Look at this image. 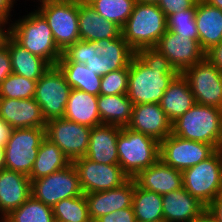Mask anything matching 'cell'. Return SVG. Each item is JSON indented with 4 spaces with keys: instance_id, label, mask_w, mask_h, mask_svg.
Returning a JSON list of instances; mask_svg holds the SVG:
<instances>
[{
    "instance_id": "1",
    "label": "cell",
    "mask_w": 222,
    "mask_h": 222,
    "mask_svg": "<svg viewBox=\"0 0 222 222\" xmlns=\"http://www.w3.org/2000/svg\"><path fill=\"white\" fill-rule=\"evenodd\" d=\"M178 74L156 49H140L129 65L127 97L133 105L160 103L165 90Z\"/></svg>"
},
{
    "instance_id": "2",
    "label": "cell",
    "mask_w": 222,
    "mask_h": 222,
    "mask_svg": "<svg viewBox=\"0 0 222 222\" xmlns=\"http://www.w3.org/2000/svg\"><path fill=\"white\" fill-rule=\"evenodd\" d=\"M136 52L122 35L95 42L79 40L68 46L58 62H77L86 65L98 76L129 67Z\"/></svg>"
},
{
    "instance_id": "3",
    "label": "cell",
    "mask_w": 222,
    "mask_h": 222,
    "mask_svg": "<svg viewBox=\"0 0 222 222\" xmlns=\"http://www.w3.org/2000/svg\"><path fill=\"white\" fill-rule=\"evenodd\" d=\"M10 22L9 35L19 45L43 58L51 66L57 65L62 52L56 46L47 20L37 9Z\"/></svg>"
},
{
    "instance_id": "4",
    "label": "cell",
    "mask_w": 222,
    "mask_h": 222,
    "mask_svg": "<svg viewBox=\"0 0 222 222\" xmlns=\"http://www.w3.org/2000/svg\"><path fill=\"white\" fill-rule=\"evenodd\" d=\"M171 133L218 149L222 143V109L196 103L172 122Z\"/></svg>"
},
{
    "instance_id": "5",
    "label": "cell",
    "mask_w": 222,
    "mask_h": 222,
    "mask_svg": "<svg viewBox=\"0 0 222 222\" xmlns=\"http://www.w3.org/2000/svg\"><path fill=\"white\" fill-rule=\"evenodd\" d=\"M121 29L122 37L135 52L154 48L166 33V16L158 5L136 2Z\"/></svg>"
},
{
    "instance_id": "6",
    "label": "cell",
    "mask_w": 222,
    "mask_h": 222,
    "mask_svg": "<svg viewBox=\"0 0 222 222\" xmlns=\"http://www.w3.org/2000/svg\"><path fill=\"white\" fill-rule=\"evenodd\" d=\"M159 152L160 143L152 137L121 127L117 140L118 164L129 178L155 164Z\"/></svg>"
},
{
    "instance_id": "7",
    "label": "cell",
    "mask_w": 222,
    "mask_h": 222,
    "mask_svg": "<svg viewBox=\"0 0 222 222\" xmlns=\"http://www.w3.org/2000/svg\"><path fill=\"white\" fill-rule=\"evenodd\" d=\"M36 4V9L47 20L61 52L80 40L78 0H47Z\"/></svg>"
},
{
    "instance_id": "8",
    "label": "cell",
    "mask_w": 222,
    "mask_h": 222,
    "mask_svg": "<svg viewBox=\"0 0 222 222\" xmlns=\"http://www.w3.org/2000/svg\"><path fill=\"white\" fill-rule=\"evenodd\" d=\"M182 174L183 188L205 206L222 192V158L218 150Z\"/></svg>"
},
{
    "instance_id": "9",
    "label": "cell",
    "mask_w": 222,
    "mask_h": 222,
    "mask_svg": "<svg viewBox=\"0 0 222 222\" xmlns=\"http://www.w3.org/2000/svg\"><path fill=\"white\" fill-rule=\"evenodd\" d=\"M44 138L45 128L13 129L5 145V168L29 177Z\"/></svg>"
},
{
    "instance_id": "10",
    "label": "cell",
    "mask_w": 222,
    "mask_h": 222,
    "mask_svg": "<svg viewBox=\"0 0 222 222\" xmlns=\"http://www.w3.org/2000/svg\"><path fill=\"white\" fill-rule=\"evenodd\" d=\"M71 89L57 65L51 66L36 82L34 99L46 122L64 117Z\"/></svg>"
},
{
    "instance_id": "11",
    "label": "cell",
    "mask_w": 222,
    "mask_h": 222,
    "mask_svg": "<svg viewBox=\"0 0 222 222\" xmlns=\"http://www.w3.org/2000/svg\"><path fill=\"white\" fill-rule=\"evenodd\" d=\"M84 194L77 170L71 163L64 169L31 181V195L47 206L53 207L60 200Z\"/></svg>"
},
{
    "instance_id": "12",
    "label": "cell",
    "mask_w": 222,
    "mask_h": 222,
    "mask_svg": "<svg viewBox=\"0 0 222 222\" xmlns=\"http://www.w3.org/2000/svg\"><path fill=\"white\" fill-rule=\"evenodd\" d=\"M197 104L222 109V72L206 58L181 73Z\"/></svg>"
},
{
    "instance_id": "13",
    "label": "cell",
    "mask_w": 222,
    "mask_h": 222,
    "mask_svg": "<svg viewBox=\"0 0 222 222\" xmlns=\"http://www.w3.org/2000/svg\"><path fill=\"white\" fill-rule=\"evenodd\" d=\"M216 150L213 145L183 139L171 133L160 142L159 159L183 172L209 158Z\"/></svg>"
},
{
    "instance_id": "14",
    "label": "cell",
    "mask_w": 222,
    "mask_h": 222,
    "mask_svg": "<svg viewBox=\"0 0 222 222\" xmlns=\"http://www.w3.org/2000/svg\"><path fill=\"white\" fill-rule=\"evenodd\" d=\"M84 194L121 186L129 177L119 164L96 163L84 157L72 161Z\"/></svg>"
},
{
    "instance_id": "15",
    "label": "cell",
    "mask_w": 222,
    "mask_h": 222,
    "mask_svg": "<svg viewBox=\"0 0 222 222\" xmlns=\"http://www.w3.org/2000/svg\"><path fill=\"white\" fill-rule=\"evenodd\" d=\"M91 129L62 117L46 122L45 137L55 143L72 162L85 156Z\"/></svg>"
},
{
    "instance_id": "16",
    "label": "cell",
    "mask_w": 222,
    "mask_h": 222,
    "mask_svg": "<svg viewBox=\"0 0 222 222\" xmlns=\"http://www.w3.org/2000/svg\"><path fill=\"white\" fill-rule=\"evenodd\" d=\"M154 49L164 55L179 74L205 59V52L199 40L190 39L170 30H166Z\"/></svg>"
},
{
    "instance_id": "17",
    "label": "cell",
    "mask_w": 222,
    "mask_h": 222,
    "mask_svg": "<svg viewBox=\"0 0 222 222\" xmlns=\"http://www.w3.org/2000/svg\"><path fill=\"white\" fill-rule=\"evenodd\" d=\"M127 127L132 131L146 134L159 143L172 132V122L159 103L133 105L131 121Z\"/></svg>"
},
{
    "instance_id": "18",
    "label": "cell",
    "mask_w": 222,
    "mask_h": 222,
    "mask_svg": "<svg viewBox=\"0 0 222 222\" xmlns=\"http://www.w3.org/2000/svg\"><path fill=\"white\" fill-rule=\"evenodd\" d=\"M133 194V178H129L121 186L107 191L86 193L85 198L92 222L111 212L132 207Z\"/></svg>"
},
{
    "instance_id": "19",
    "label": "cell",
    "mask_w": 222,
    "mask_h": 222,
    "mask_svg": "<svg viewBox=\"0 0 222 222\" xmlns=\"http://www.w3.org/2000/svg\"><path fill=\"white\" fill-rule=\"evenodd\" d=\"M0 117L13 129L46 126L41 107L34 98H0Z\"/></svg>"
},
{
    "instance_id": "20",
    "label": "cell",
    "mask_w": 222,
    "mask_h": 222,
    "mask_svg": "<svg viewBox=\"0 0 222 222\" xmlns=\"http://www.w3.org/2000/svg\"><path fill=\"white\" fill-rule=\"evenodd\" d=\"M133 179L139 188L162 196L183 188L182 172L165 164L161 159L147 169H143Z\"/></svg>"
},
{
    "instance_id": "21",
    "label": "cell",
    "mask_w": 222,
    "mask_h": 222,
    "mask_svg": "<svg viewBox=\"0 0 222 222\" xmlns=\"http://www.w3.org/2000/svg\"><path fill=\"white\" fill-rule=\"evenodd\" d=\"M30 196L31 180L28 176L7 169L0 171V221Z\"/></svg>"
},
{
    "instance_id": "22",
    "label": "cell",
    "mask_w": 222,
    "mask_h": 222,
    "mask_svg": "<svg viewBox=\"0 0 222 222\" xmlns=\"http://www.w3.org/2000/svg\"><path fill=\"white\" fill-rule=\"evenodd\" d=\"M121 126L101 124L91 129L85 157L96 163L118 164L117 140Z\"/></svg>"
},
{
    "instance_id": "23",
    "label": "cell",
    "mask_w": 222,
    "mask_h": 222,
    "mask_svg": "<svg viewBox=\"0 0 222 222\" xmlns=\"http://www.w3.org/2000/svg\"><path fill=\"white\" fill-rule=\"evenodd\" d=\"M78 21L80 40L95 42L117 38L122 35L120 26L100 16L90 4L78 1Z\"/></svg>"
},
{
    "instance_id": "24",
    "label": "cell",
    "mask_w": 222,
    "mask_h": 222,
    "mask_svg": "<svg viewBox=\"0 0 222 222\" xmlns=\"http://www.w3.org/2000/svg\"><path fill=\"white\" fill-rule=\"evenodd\" d=\"M164 222H191L206 206L184 188L162 196Z\"/></svg>"
},
{
    "instance_id": "25",
    "label": "cell",
    "mask_w": 222,
    "mask_h": 222,
    "mask_svg": "<svg viewBox=\"0 0 222 222\" xmlns=\"http://www.w3.org/2000/svg\"><path fill=\"white\" fill-rule=\"evenodd\" d=\"M195 21L199 44L206 53L222 41V10L198 0Z\"/></svg>"
},
{
    "instance_id": "26",
    "label": "cell",
    "mask_w": 222,
    "mask_h": 222,
    "mask_svg": "<svg viewBox=\"0 0 222 222\" xmlns=\"http://www.w3.org/2000/svg\"><path fill=\"white\" fill-rule=\"evenodd\" d=\"M159 104L171 122L196 104L188 81L182 74H178L169 84Z\"/></svg>"
},
{
    "instance_id": "27",
    "label": "cell",
    "mask_w": 222,
    "mask_h": 222,
    "mask_svg": "<svg viewBox=\"0 0 222 222\" xmlns=\"http://www.w3.org/2000/svg\"><path fill=\"white\" fill-rule=\"evenodd\" d=\"M64 118L90 128L101 125L98 96L78 89H71Z\"/></svg>"
},
{
    "instance_id": "28",
    "label": "cell",
    "mask_w": 222,
    "mask_h": 222,
    "mask_svg": "<svg viewBox=\"0 0 222 222\" xmlns=\"http://www.w3.org/2000/svg\"><path fill=\"white\" fill-rule=\"evenodd\" d=\"M4 44L8 47L12 72L15 74L38 81L51 67L46 60L29 52L10 35L7 36Z\"/></svg>"
},
{
    "instance_id": "29",
    "label": "cell",
    "mask_w": 222,
    "mask_h": 222,
    "mask_svg": "<svg viewBox=\"0 0 222 222\" xmlns=\"http://www.w3.org/2000/svg\"><path fill=\"white\" fill-rule=\"evenodd\" d=\"M72 162L63 151L46 137L42 140L29 175L31 181L66 168Z\"/></svg>"
},
{
    "instance_id": "30",
    "label": "cell",
    "mask_w": 222,
    "mask_h": 222,
    "mask_svg": "<svg viewBox=\"0 0 222 222\" xmlns=\"http://www.w3.org/2000/svg\"><path fill=\"white\" fill-rule=\"evenodd\" d=\"M133 103L127 94L99 95L98 111L101 124L127 127L132 117Z\"/></svg>"
},
{
    "instance_id": "31",
    "label": "cell",
    "mask_w": 222,
    "mask_h": 222,
    "mask_svg": "<svg viewBox=\"0 0 222 222\" xmlns=\"http://www.w3.org/2000/svg\"><path fill=\"white\" fill-rule=\"evenodd\" d=\"M67 83L72 89H78L96 96L100 95L101 76L77 62H58Z\"/></svg>"
},
{
    "instance_id": "32",
    "label": "cell",
    "mask_w": 222,
    "mask_h": 222,
    "mask_svg": "<svg viewBox=\"0 0 222 222\" xmlns=\"http://www.w3.org/2000/svg\"><path fill=\"white\" fill-rule=\"evenodd\" d=\"M162 195L139 188L134 182L132 208L137 222H164Z\"/></svg>"
},
{
    "instance_id": "33",
    "label": "cell",
    "mask_w": 222,
    "mask_h": 222,
    "mask_svg": "<svg viewBox=\"0 0 222 222\" xmlns=\"http://www.w3.org/2000/svg\"><path fill=\"white\" fill-rule=\"evenodd\" d=\"M53 209L32 195L0 222H54Z\"/></svg>"
},
{
    "instance_id": "34",
    "label": "cell",
    "mask_w": 222,
    "mask_h": 222,
    "mask_svg": "<svg viewBox=\"0 0 222 222\" xmlns=\"http://www.w3.org/2000/svg\"><path fill=\"white\" fill-rule=\"evenodd\" d=\"M54 219L62 222H92L85 194L60 200L53 207Z\"/></svg>"
},
{
    "instance_id": "35",
    "label": "cell",
    "mask_w": 222,
    "mask_h": 222,
    "mask_svg": "<svg viewBox=\"0 0 222 222\" xmlns=\"http://www.w3.org/2000/svg\"><path fill=\"white\" fill-rule=\"evenodd\" d=\"M136 0H93L90 5L100 15L121 28L133 12Z\"/></svg>"
},
{
    "instance_id": "36",
    "label": "cell",
    "mask_w": 222,
    "mask_h": 222,
    "mask_svg": "<svg viewBox=\"0 0 222 222\" xmlns=\"http://www.w3.org/2000/svg\"><path fill=\"white\" fill-rule=\"evenodd\" d=\"M36 80L27 79L21 75L11 73L0 84V98L29 99L34 98Z\"/></svg>"
},
{
    "instance_id": "37",
    "label": "cell",
    "mask_w": 222,
    "mask_h": 222,
    "mask_svg": "<svg viewBox=\"0 0 222 222\" xmlns=\"http://www.w3.org/2000/svg\"><path fill=\"white\" fill-rule=\"evenodd\" d=\"M196 5L192 9L166 16V27L176 34L198 40V30L195 21Z\"/></svg>"
},
{
    "instance_id": "38",
    "label": "cell",
    "mask_w": 222,
    "mask_h": 222,
    "mask_svg": "<svg viewBox=\"0 0 222 222\" xmlns=\"http://www.w3.org/2000/svg\"><path fill=\"white\" fill-rule=\"evenodd\" d=\"M129 67L111 71L102 76L100 95L127 94Z\"/></svg>"
},
{
    "instance_id": "39",
    "label": "cell",
    "mask_w": 222,
    "mask_h": 222,
    "mask_svg": "<svg viewBox=\"0 0 222 222\" xmlns=\"http://www.w3.org/2000/svg\"><path fill=\"white\" fill-rule=\"evenodd\" d=\"M197 2L198 0H160L157 5L165 16H168L182 10L192 9Z\"/></svg>"
},
{
    "instance_id": "40",
    "label": "cell",
    "mask_w": 222,
    "mask_h": 222,
    "mask_svg": "<svg viewBox=\"0 0 222 222\" xmlns=\"http://www.w3.org/2000/svg\"><path fill=\"white\" fill-rule=\"evenodd\" d=\"M96 222H137L133 208L127 207L101 216Z\"/></svg>"
},
{
    "instance_id": "41",
    "label": "cell",
    "mask_w": 222,
    "mask_h": 222,
    "mask_svg": "<svg viewBox=\"0 0 222 222\" xmlns=\"http://www.w3.org/2000/svg\"><path fill=\"white\" fill-rule=\"evenodd\" d=\"M11 59L8 47L4 44L0 47V84L11 74Z\"/></svg>"
},
{
    "instance_id": "42",
    "label": "cell",
    "mask_w": 222,
    "mask_h": 222,
    "mask_svg": "<svg viewBox=\"0 0 222 222\" xmlns=\"http://www.w3.org/2000/svg\"><path fill=\"white\" fill-rule=\"evenodd\" d=\"M205 58L222 72V41L205 53Z\"/></svg>"
},
{
    "instance_id": "43",
    "label": "cell",
    "mask_w": 222,
    "mask_h": 222,
    "mask_svg": "<svg viewBox=\"0 0 222 222\" xmlns=\"http://www.w3.org/2000/svg\"><path fill=\"white\" fill-rule=\"evenodd\" d=\"M206 209L217 222H222V192L206 206Z\"/></svg>"
},
{
    "instance_id": "44",
    "label": "cell",
    "mask_w": 222,
    "mask_h": 222,
    "mask_svg": "<svg viewBox=\"0 0 222 222\" xmlns=\"http://www.w3.org/2000/svg\"><path fill=\"white\" fill-rule=\"evenodd\" d=\"M16 0H0V19L11 21L13 17L11 11L15 8Z\"/></svg>"
},
{
    "instance_id": "45",
    "label": "cell",
    "mask_w": 222,
    "mask_h": 222,
    "mask_svg": "<svg viewBox=\"0 0 222 222\" xmlns=\"http://www.w3.org/2000/svg\"><path fill=\"white\" fill-rule=\"evenodd\" d=\"M12 130L13 128L0 117V146L5 147L11 136Z\"/></svg>"
},
{
    "instance_id": "46",
    "label": "cell",
    "mask_w": 222,
    "mask_h": 222,
    "mask_svg": "<svg viewBox=\"0 0 222 222\" xmlns=\"http://www.w3.org/2000/svg\"><path fill=\"white\" fill-rule=\"evenodd\" d=\"M9 25H10L9 21L0 19V47L4 45L5 40L9 35Z\"/></svg>"
},
{
    "instance_id": "47",
    "label": "cell",
    "mask_w": 222,
    "mask_h": 222,
    "mask_svg": "<svg viewBox=\"0 0 222 222\" xmlns=\"http://www.w3.org/2000/svg\"><path fill=\"white\" fill-rule=\"evenodd\" d=\"M191 222H217L214 217L205 209L199 216Z\"/></svg>"
},
{
    "instance_id": "48",
    "label": "cell",
    "mask_w": 222,
    "mask_h": 222,
    "mask_svg": "<svg viewBox=\"0 0 222 222\" xmlns=\"http://www.w3.org/2000/svg\"><path fill=\"white\" fill-rule=\"evenodd\" d=\"M5 168V147L0 146V171Z\"/></svg>"
},
{
    "instance_id": "49",
    "label": "cell",
    "mask_w": 222,
    "mask_h": 222,
    "mask_svg": "<svg viewBox=\"0 0 222 222\" xmlns=\"http://www.w3.org/2000/svg\"><path fill=\"white\" fill-rule=\"evenodd\" d=\"M207 4L217 7L222 10V0H203Z\"/></svg>"
},
{
    "instance_id": "50",
    "label": "cell",
    "mask_w": 222,
    "mask_h": 222,
    "mask_svg": "<svg viewBox=\"0 0 222 222\" xmlns=\"http://www.w3.org/2000/svg\"><path fill=\"white\" fill-rule=\"evenodd\" d=\"M160 0H136L138 3H147L157 5Z\"/></svg>"
},
{
    "instance_id": "51",
    "label": "cell",
    "mask_w": 222,
    "mask_h": 222,
    "mask_svg": "<svg viewBox=\"0 0 222 222\" xmlns=\"http://www.w3.org/2000/svg\"><path fill=\"white\" fill-rule=\"evenodd\" d=\"M78 1L84 4H90L93 0H78Z\"/></svg>"
},
{
    "instance_id": "52",
    "label": "cell",
    "mask_w": 222,
    "mask_h": 222,
    "mask_svg": "<svg viewBox=\"0 0 222 222\" xmlns=\"http://www.w3.org/2000/svg\"><path fill=\"white\" fill-rule=\"evenodd\" d=\"M217 150L220 153V156L222 158V143H221V145L219 146V148Z\"/></svg>"
},
{
    "instance_id": "53",
    "label": "cell",
    "mask_w": 222,
    "mask_h": 222,
    "mask_svg": "<svg viewBox=\"0 0 222 222\" xmlns=\"http://www.w3.org/2000/svg\"><path fill=\"white\" fill-rule=\"evenodd\" d=\"M37 1V0H36ZM35 0H34V2H36ZM43 1H47V0H38L37 2H43Z\"/></svg>"
}]
</instances>
